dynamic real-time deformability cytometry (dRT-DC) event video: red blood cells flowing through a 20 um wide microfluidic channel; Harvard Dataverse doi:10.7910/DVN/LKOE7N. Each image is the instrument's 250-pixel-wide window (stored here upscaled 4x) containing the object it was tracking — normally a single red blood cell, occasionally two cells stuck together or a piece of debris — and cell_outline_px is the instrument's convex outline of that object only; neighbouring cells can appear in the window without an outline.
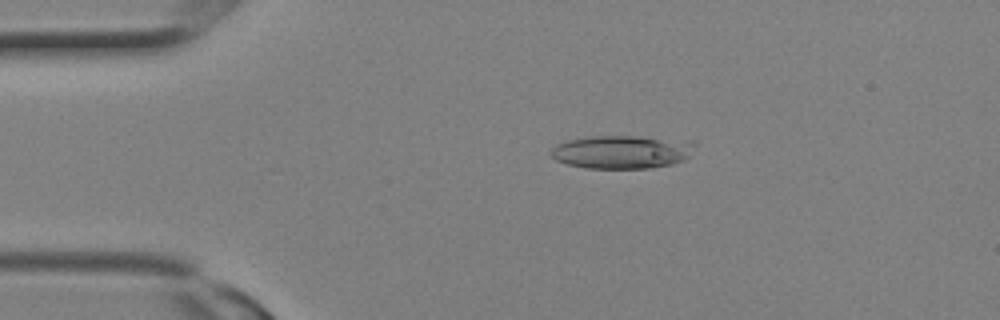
{"species": "Egyptian fruit bat (a non-hibernating species)", "species_latin": "Rousettus aegyptiacus", "temperature_condition": "room temperature", "stored_images_in_passage": 3, "camera_frame_rate_fps": 3000, "um_per_image_px": 0.085, "animal": {"sex": "female"}, "frame": {"image": 1, "passage_image": 2, "time_ms": 0.333, "image_size_px": [1000, 320], "cell_outline_px": [[696, 144], [688, 156], [684, 160], [672, 164], [648, 168], [584, 168], [568, 164], [556, 160], [552, 156], [552, 148], [556, 144], [568, 140], [588, 136], [636, 136], [696, 140]], "centroid_in_image_um": [52.9, 12.89], "position_along_channel_um": 32.1, "area_um2": 28.09}}
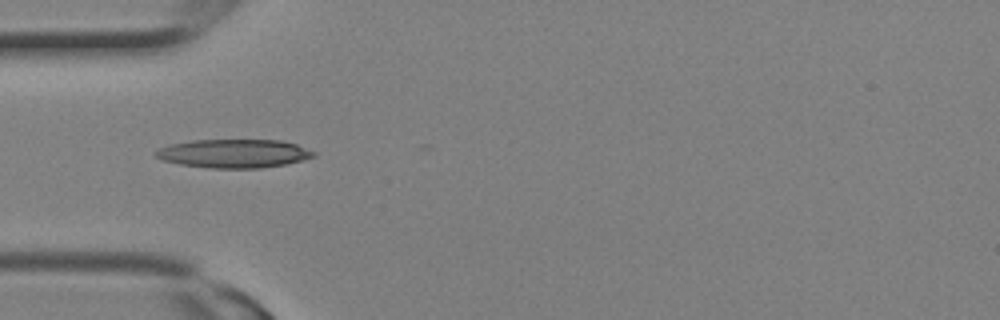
{"frame": {"image": 2, "passage_image": 3, "time_ms": 0.667, "image_size_px": [1000, 320], "cell_outline_px": [[316, 156], [304, 160], [284, 164], [260, 168], [212, 168], [180, 164], [164, 160], [156, 156], [156, 152], [160, 148], [168, 144], [192, 140], [280, 140], [296, 144], [316, 152]], "centroid_in_image_um": [19.91, 13.04], "position_along_channel_um": 65.1, "area_um2": 26.18}}